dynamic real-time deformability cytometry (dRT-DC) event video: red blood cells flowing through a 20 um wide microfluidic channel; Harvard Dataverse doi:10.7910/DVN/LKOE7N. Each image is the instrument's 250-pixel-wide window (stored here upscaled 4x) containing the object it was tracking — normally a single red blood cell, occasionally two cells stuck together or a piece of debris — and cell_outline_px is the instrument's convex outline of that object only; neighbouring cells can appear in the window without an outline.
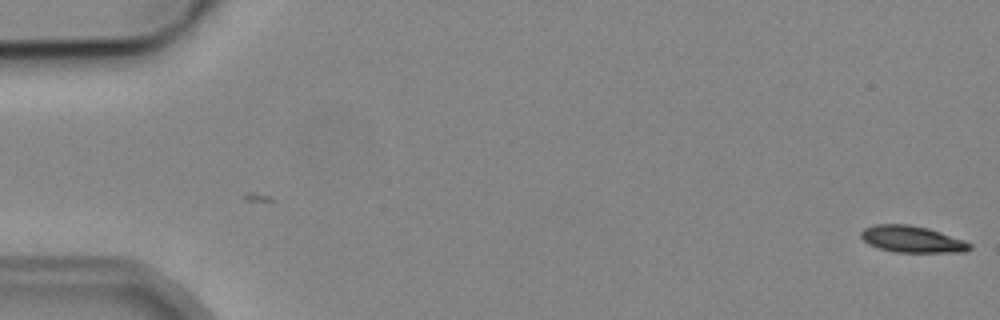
{"species": "common noctule bat (a hibernating species)", "species_latin": "Nyctalus noctula", "temperature_condition": "cold", "stored_images_in_passage": 3, "camera_frame_rate_fps": 3000, "um_per_image_px": 0.085, "animal": {"sex": "male", "body_mass_g": 19.2, "forearm_length_mm": 51.8}, "frame": {"image": 1, "passage_image": 3, "time_ms": 2.333, "image_size_px": [1000, 320], "cell_outline_px": [[972, 248], [964, 252], [896, 252], [880, 248], [868, 244], [860, 236], [860, 232], [864, 228], [876, 224], [908, 224], [928, 228], [964, 240], [972, 244]], "centroid_in_image_um": [77.53, 20.33], "position_along_channel_um": 7.5, "area_um2": 16.82}}